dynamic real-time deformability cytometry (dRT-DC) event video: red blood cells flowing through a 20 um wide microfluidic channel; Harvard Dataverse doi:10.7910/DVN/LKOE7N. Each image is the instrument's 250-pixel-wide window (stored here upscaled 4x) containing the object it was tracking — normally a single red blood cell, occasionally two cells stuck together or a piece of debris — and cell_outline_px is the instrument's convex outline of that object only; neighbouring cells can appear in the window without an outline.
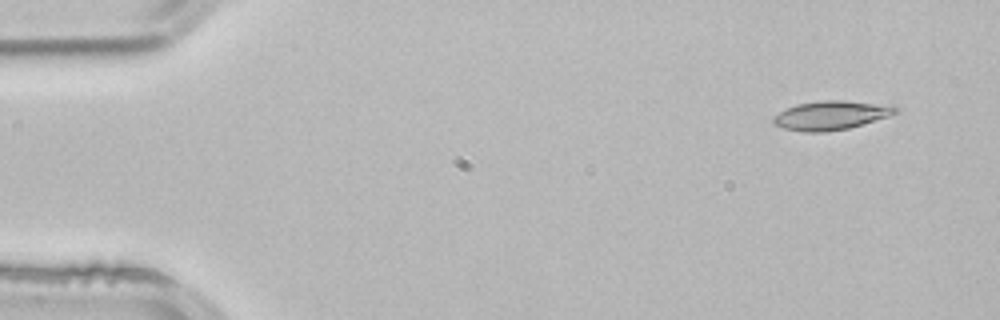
{"species": "common noctule bat (a hibernating species)", "species_latin": "Nyctalus noctula", "temperature_condition": "room temperature", "stored_images_in_passage": 3, "camera_frame_rate_fps": 3000, "um_per_image_px": 0.085, "animal": {"sex": "male", "body_mass_g": 21.5, "forearm_length_mm": 52.0}, "frame": {"image": 1, "passage_image": 1, "time_ms": 0.0, "image_size_px": [1000, 320], "cell_outline_px": [[900, 108], [896, 112], [888, 116], [848, 128], [824, 132], [804, 132], [784, 128], [772, 124], [772, 116], [796, 104], [824, 100], [840, 100], [892, 104]], "centroid_in_image_um": [70.64, 9.79], "position_along_channel_um": 14.4, "area_um2": 20.63}}
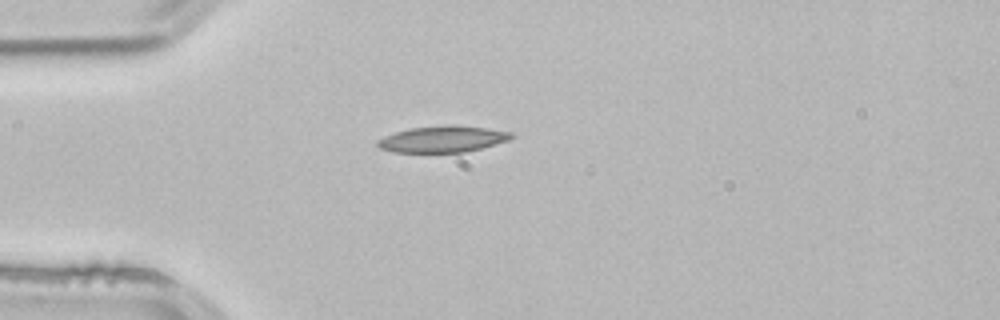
{"frame": {"image": 2, "passage_image": 3, "time_ms": 0.667, "image_size_px": [1000, 320], "cell_outline_px": [[512, 136], [508, 140], [480, 148], [464, 152], [392, 152], [380, 148], [376, 144], [376, 140], [384, 136], [408, 128], [444, 124], [456, 124], [488, 128], [512, 132]], "centroid_in_image_um": [37.58, 11.8], "position_along_channel_um": 47.4, "area_um2": 20.69}}